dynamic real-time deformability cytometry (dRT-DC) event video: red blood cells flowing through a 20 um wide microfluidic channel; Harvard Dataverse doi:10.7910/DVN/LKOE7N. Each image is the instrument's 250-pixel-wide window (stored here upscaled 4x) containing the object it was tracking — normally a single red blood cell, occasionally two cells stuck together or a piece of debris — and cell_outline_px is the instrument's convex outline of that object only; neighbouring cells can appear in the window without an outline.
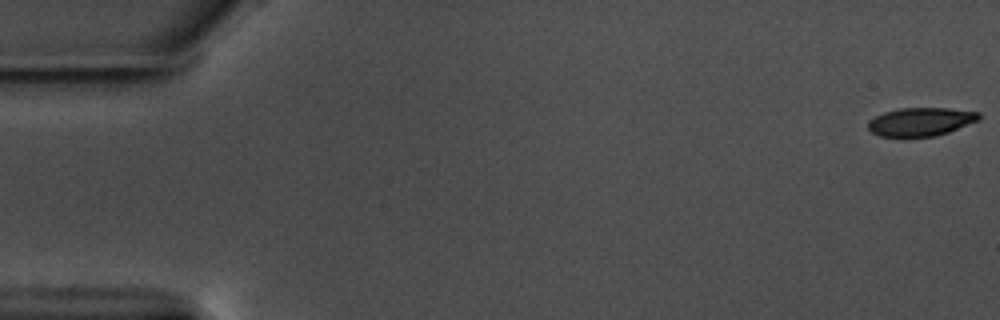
{"species": "common noctule bat (a hibernating species)", "species_latin": "Nyctalus noctula", "temperature_condition": "warm", "stored_images_in_passage": 58, "camera_frame_rate_fps": 3000, "um_per_image_px": 0.085, "animal": {"sex": "male", "body_mass_g": 17.5, "forearm_length_mm": 52.3}, "frame": {"image": 1, "passage_image": 1, "time_ms": 0.0, "image_size_px": [1000, 320], "cell_outline_px": [[980, 120], [948, 132], [936, 136], [880, 136], [872, 132], [868, 128], [868, 120], [884, 112], [900, 108], [948, 108], [980, 112]], "centroid_in_image_um": [78.28, 10.34], "position_along_channel_um": 6.7, "area_um2": 18.26}}
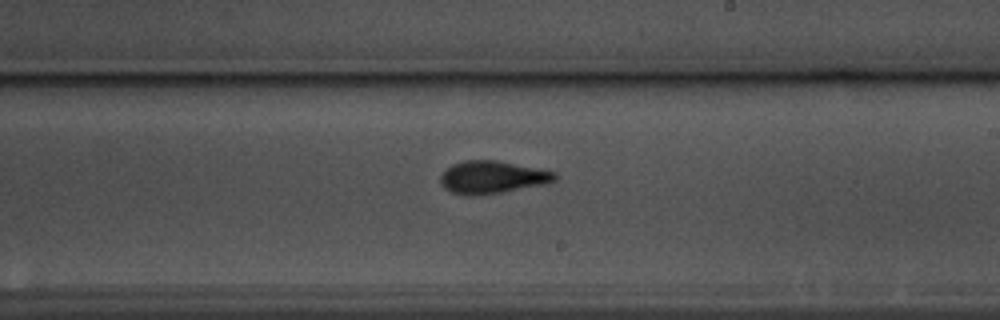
{"frame": {"image": 2, "passage_image": 34, "time_ms": 11.0, "image_size_px": [1000, 320], "cell_outline_px": [[556, 180], [548, 184], [504, 192], [472, 196], [468, 196], [452, 192], [444, 188], [440, 184], [440, 176], [452, 164], [464, 160], [496, 160], [556, 172]], "centroid_in_image_um": [41.85, 15.08], "position_along_channel_um": 247.2, "area_um2": 21.85}}
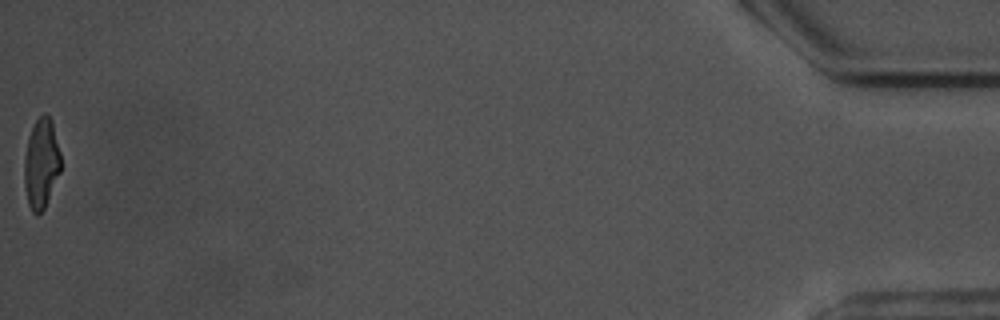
{"frame": {"image": 3, "passage_image": 58, "time_ms": 19.0, "image_size_px": [1000, 320], "cell_outline_px": [[60, 172], [44, 208], [36, 216], [32, 212], [28, 204], [24, 184], [24, 156], [28, 136], [36, 120], [44, 112], [52, 120], [60, 152]], "centroid_in_image_um": [3.49, 13.89], "position_along_channel_um": 431.7, "area_um2": 19.13}, "authors_computed_cell_mechanics": {"area_um2": 20.5479, "velocity_mm_per_s": 3.5712, "shape_relaxation_time_tau1_ms": 3.5973, "shape_relaxation_time_tau2_ms": 1.6069, "deformation_change_tau1": 0.1668, "deformation_change_tau2": 0.0933}}